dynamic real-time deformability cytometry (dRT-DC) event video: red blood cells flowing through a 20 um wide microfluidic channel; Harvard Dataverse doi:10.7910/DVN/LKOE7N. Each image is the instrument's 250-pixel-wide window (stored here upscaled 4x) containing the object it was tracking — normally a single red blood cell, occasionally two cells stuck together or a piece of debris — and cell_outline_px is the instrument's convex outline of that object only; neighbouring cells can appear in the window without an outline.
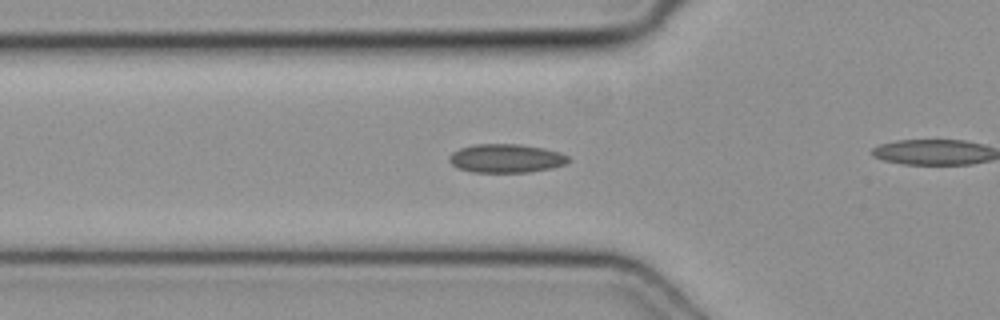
{"species": "common noctule bat (a hibernating species)", "species_latin": "Nyctalus noctula", "temperature_condition": "cold", "stored_images_in_passage": 39, "camera_frame_rate_fps": 3000, "um_per_image_px": 0.085, "animal": {"sex": "female", "body_mass_g": 19.3, "forearm_length_mm": 54.1}, "frame": {"image": 1, "passage_image": 17, "time_ms": 5.333, "image_size_px": [1000, 320], "cell_outline_px": [[572, 160], [568, 164], [552, 168], [528, 172], [472, 172], [456, 168], [448, 160], [448, 156], [452, 152], [460, 148], [472, 144], [520, 144], [544, 148], [560, 152], [568, 156]], "centroid_in_image_um": [43.03, 13.46], "position_along_channel_um": 82.8, "area_um2": 20.23}}
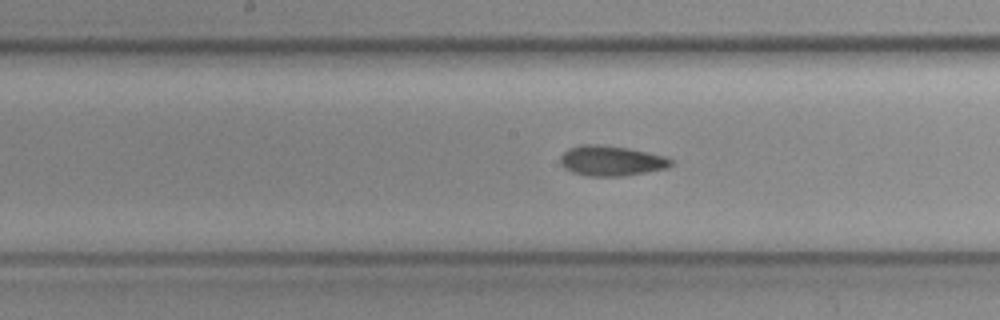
{"frame": {"image": 2, "passage_image": 25, "time_ms": 8.0, "image_size_px": [1000, 320], "cell_outline_px": [[672, 164], [668, 168], [624, 176], [588, 176], [572, 172], [564, 168], [560, 164], [560, 156], [568, 148], [580, 144], [600, 144], [628, 148], [648, 152], [664, 156], [672, 160]], "centroid_in_image_um": [51.93, 13.66], "position_along_channel_um": 196.3, "area_um2": 19.59}}
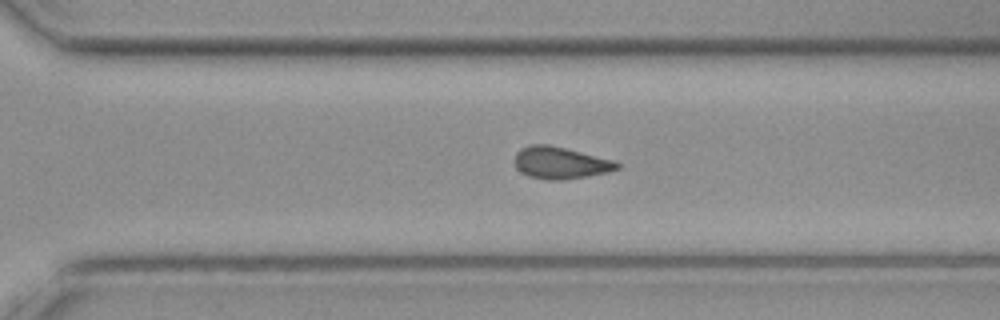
{"frame": {"image": 3, "passage_image": 34, "time_ms": 11.0, "image_size_px": [1000, 320], "cell_outline_px": [[620, 168], [608, 172], [588, 176], [564, 180], [548, 180], [528, 176], [520, 172], [516, 168], [516, 152], [520, 148], [528, 144], [548, 144], [612, 160], [620, 164]], "centroid_in_image_um": [47.6, 13.85], "position_along_channel_um": 323.0, "area_um2": 19.02}}